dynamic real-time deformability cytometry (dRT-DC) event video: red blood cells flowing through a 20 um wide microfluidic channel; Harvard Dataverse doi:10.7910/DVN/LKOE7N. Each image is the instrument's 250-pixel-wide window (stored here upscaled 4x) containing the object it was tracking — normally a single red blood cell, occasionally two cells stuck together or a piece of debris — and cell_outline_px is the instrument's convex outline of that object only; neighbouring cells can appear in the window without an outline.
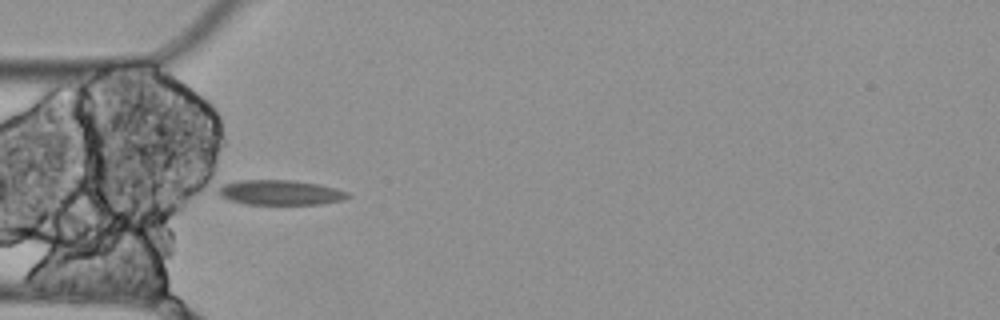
{"species": "Egyptian fruit bat (a non-hibernating species)", "species_latin": "Rousettus aegyptiacus", "temperature_condition": "cold", "stored_images_in_passage": 14, "camera_frame_rate_fps": 3000, "um_per_image_px": 0.085, "animal": {"sex": "female"}, "frame": {"image": 1, "passage_image": 4, "time_ms": 1.0, "image_size_px": [1000, 320], "cell_outline_px": [[352, 196], [344, 200], [320, 204], [244, 204], [228, 200], [220, 196], [216, 192], [224, 184], [236, 180], [292, 180], [320, 184], [336, 188], [348, 192]], "centroid_in_image_um": [23.83, 16.36], "position_along_channel_um": 61.2, "area_um2": 19.02}}
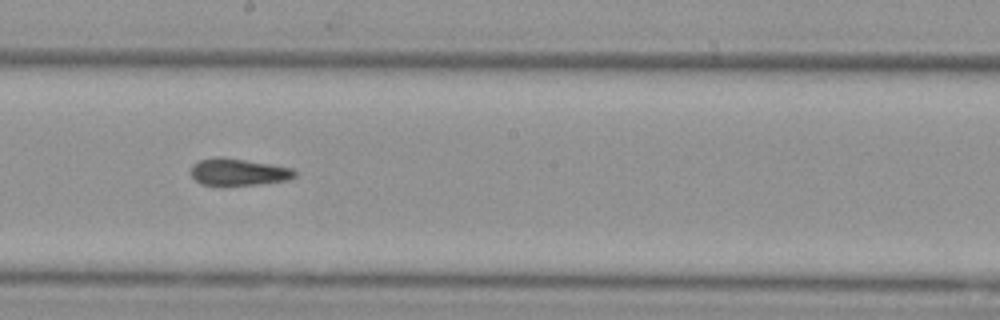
{"frame": {"image": 2, "passage_image": 8, "time_ms": 2.333, "image_size_px": [1000, 320], "cell_outline_px": [[296, 176], [288, 180], [260, 184], [200, 184], [192, 176], [192, 164], [200, 160], [220, 156], [224, 156], [292, 168], [296, 172]], "centroid_in_image_um": [20.28, 14.6], "position_along_channel_um": 227.9, "area_um2": 16.07}}
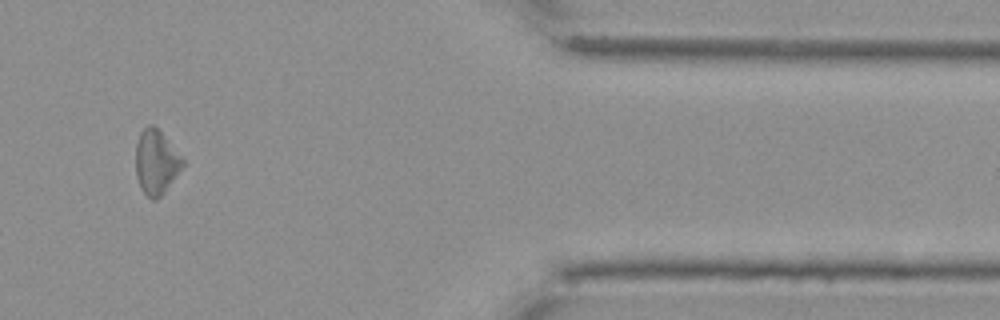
{"frame": {"image": 3, "passage_image": 13, "time_ms": 4.0, "image_size_px": [1000, 320], "cell_outline_px": [[184, 164], [164, 192], [156, 200], [152, 200], [144, 192], [136, 176], [136, 144], [140, 132], [148, 124], [152, 124], [160, 132], [184, 160]], "centroid_in_image_um": [13.25, 13.78], "position_along_channel_um": 398.2, "area_um2": 17.11}}